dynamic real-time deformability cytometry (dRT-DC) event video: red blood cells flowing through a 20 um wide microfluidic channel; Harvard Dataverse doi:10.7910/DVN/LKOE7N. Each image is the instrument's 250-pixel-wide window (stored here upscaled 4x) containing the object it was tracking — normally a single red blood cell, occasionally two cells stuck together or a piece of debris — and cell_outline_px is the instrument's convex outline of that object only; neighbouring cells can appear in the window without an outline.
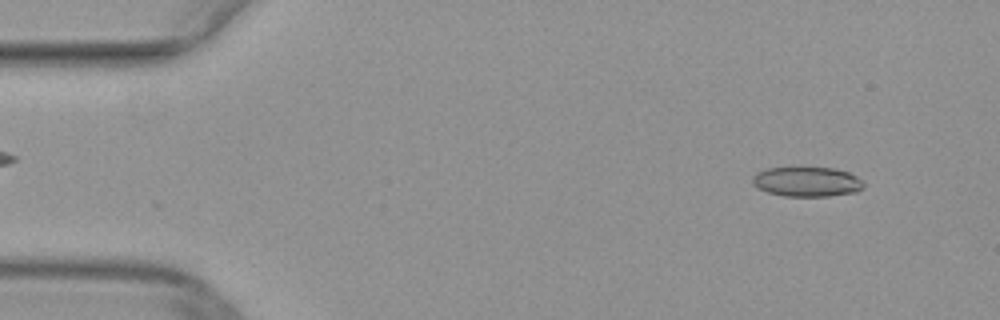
{"species": "common noctule bat (a hibernating species)", "species_latin": "Nyctalus noctula", "temperature_condition": "warm", "stored_images_in_passage": 49, "camera_frame_rate_fps": 3000, "um_per_image_px": 0.085, "animal": {"sex": "female", "body_mass_g": 29.2, "forearm_length_mm": 56.3}, "frame": {"image": 1, "passage_image": 4, "time_ms": 1.0, "image_size_px": [1000, 320], "cell_outline_px": [[864, 188], [856, 192], [828, 196], [784, 196], [768, 192], [756, 188], [752, 184], [752, 176], [756, 172], [768, 168], [836, 168], [848, 172], [856, 176], [864, 184]], "centroid_in_image_um": [68.56, 15.45], "position_along_channel_um": 16.4, "area_um2": 19.31}}
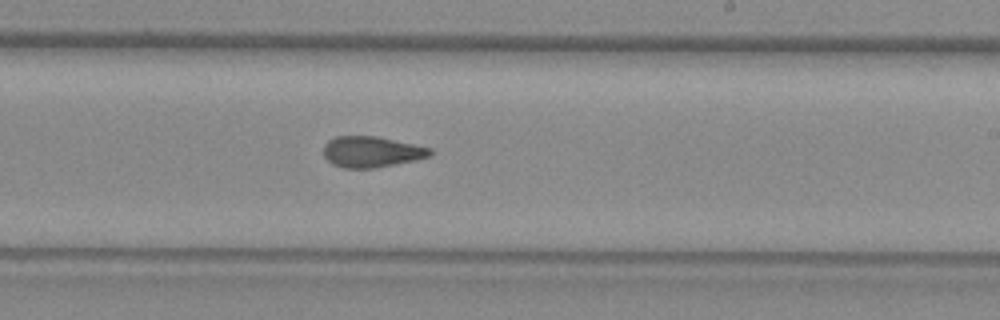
{"frame": {"image": 2, "passage_image": 29, "time_ms": 9.333, "image_size_px": [1000, 320], "cell_outline_px": [[432, 156], [416, 160], [376, 168], [344, 168], [332, 164], [324, 156], [324, 144], [328, 140], [336, 136], [376, 136], [432, 148]], "centroid_in_image_um": [31.59, 12.91], "position_along_channel_um": 257.4, "area_um2": 19.31}}
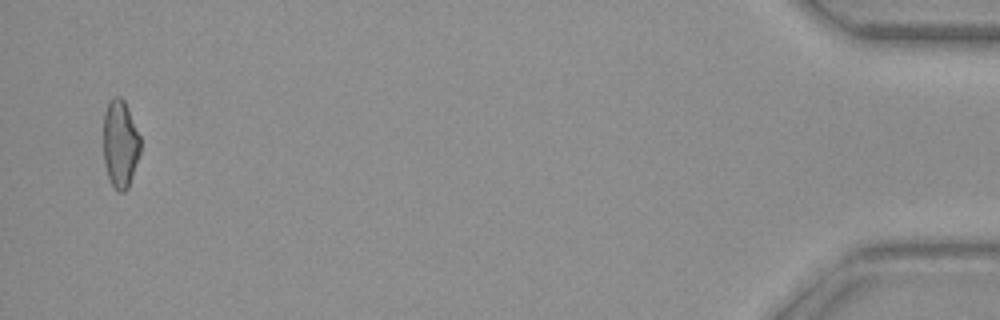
{"frame": {"image": 3, "passage_image": 48, "time_ms": 15.667, "image_size_px": [1000, 320], "cell_outline_px": [[140, 152], [128, 188], [124, 192], [116, 192], [108, 176], [104, 164], [104, 112], [108, 100], [116, 96], [120, 96], [124, 100], [128, 108], [140, 136]], "centroid_in_image_um": [10.21, 12.22], "position_along_channel_um": 425.0, "area_um2": 18.96}}